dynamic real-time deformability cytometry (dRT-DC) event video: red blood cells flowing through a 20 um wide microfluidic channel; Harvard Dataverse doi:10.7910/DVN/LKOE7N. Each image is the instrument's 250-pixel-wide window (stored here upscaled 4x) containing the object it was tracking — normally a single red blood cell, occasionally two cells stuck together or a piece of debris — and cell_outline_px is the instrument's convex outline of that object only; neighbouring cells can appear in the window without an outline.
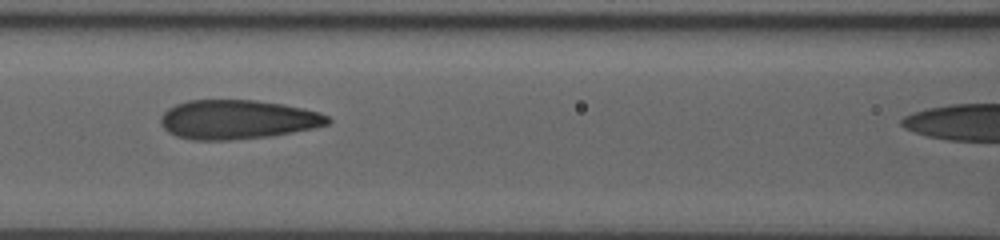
{"species": "human", "species_latin": "Homo sapiens", "temperature_condition": "room temperature", "stored_images_in_passage": 46, "camera_frame_rate_fps": 3000, "um_per_image_px": 0.085, "donor": {"sex": "male"}, "frame": {"image": 1, "passage_image": 24, "time_ms": 7.667, "image_size_px": [1000, 240], "cell_outline_px": [[332, 120], [328, 124], [312, 128], [272, 136], [228, 140], [192, 140], [176, 136], [168, 132], [160, 124], [160, 116], [168, 108], [176, 104], [188, 100], [256, 100], [284, 104], [304, 108], [320, 112], [328, 116]], "centroid_in_image_um": [20.18, 10.16], "position_along_channel_um": 146.4, "area_um2": 38.38}}
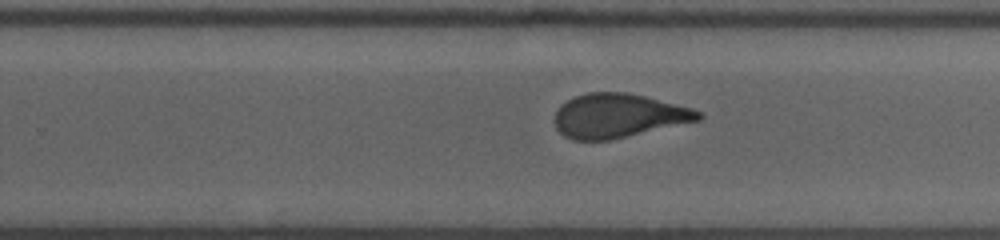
{"frame": {"image": 2, "passage_image": 34, "time_ms": 11.0, "image_size_px": [1000, 240], "cell_outline_px": [[704, 116], [700, 120], [608, 140], [572, 140], [564, 136], [556, 128], [556, 112], [560, 104], [576, 96], [588, 92], [628, 92], [692, 108], [700, 112]], "centroid_in_image_um": [52.55, 9.83], "position_along_channel_um": 277.3, "area_um2": 36.53}}
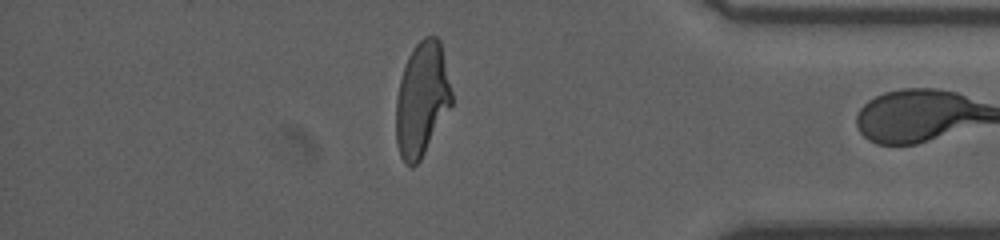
{"frame": {"image": 3, "passage_image": 45, "time_ms": 14.667, "image_size_px": [1000, 240], "cell_outline_px": [[452, 104], [420, 160], [412, 168], [404, 164], [400, 156], [396, 144], [396, 100], [400, 80], [408, 56], [416, 44], [424, 36], [436, 36], [440, 40], [452, 92]], "centroid_in_image_um": [35.85, 8.45], "position_along_channel_um": 399.4, "area_um2": 36.88}}